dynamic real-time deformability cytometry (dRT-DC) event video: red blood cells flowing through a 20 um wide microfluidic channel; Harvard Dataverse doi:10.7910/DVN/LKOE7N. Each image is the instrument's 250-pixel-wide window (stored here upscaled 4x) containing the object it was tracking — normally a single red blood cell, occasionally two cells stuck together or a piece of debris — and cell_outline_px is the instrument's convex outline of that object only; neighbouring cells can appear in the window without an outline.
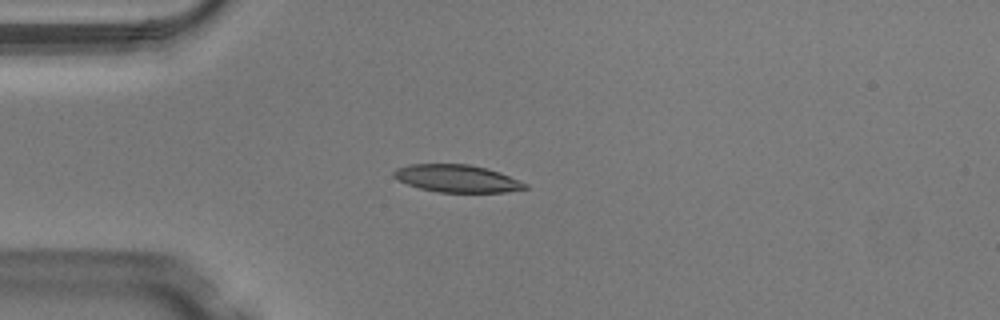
{"species": "Egyptian fruit bat (a non-hibernating species)", "species_latin": "Rousettus aegyptiacus", "temperature_condition": "warm", "stored_images_in_passage": 37, "camera_frame_rate_fps": 3000, "um_per_image_px": 0.085, "animal": {"sex": "male"}, "frame": {"image": 1, "passage_image": 1, "time_ms": 0.0, "image_size_px": [1000, 320], "cell_outline_px": [[528, 188], [504, 192], [440, 192], [420, 188], [408, 184], [392, 176], [392, 172], [396, 168], [408, 164], [468, 164], [500, 172], [528, 184]], "centroid_in_image_um": [38.83, 15.17], "position_along_channel_um": 46.2, "area_um2": 20.87}}
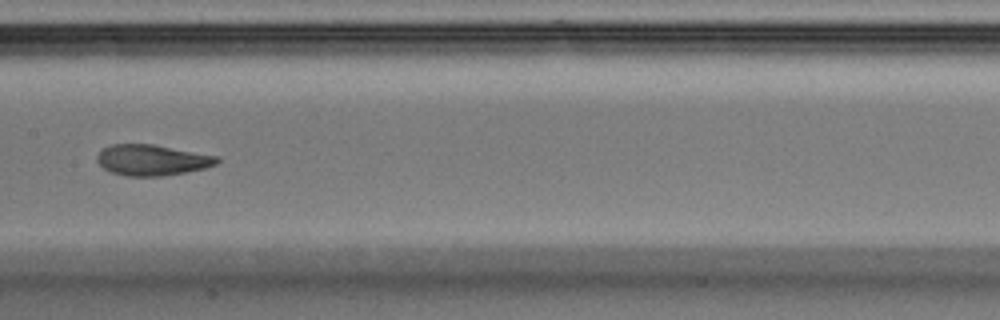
{"frame": {"image": 2, "passage_image": 13, "time_ms": 4.0, "image_size_px": [1000, 320], "cell_outline_px": [[220, 160], [216, 164], [204, 168], [164, 176], [128, 176], [112, 172], [104, 168], [96, 160], [96, 156], [104, 148], [112, 144], [152, 144], [220, 156]], "centroid_in_image_um": [12.94, 13.6], "position_along_channel_um": 194.5, "area_um2": 21.44}}
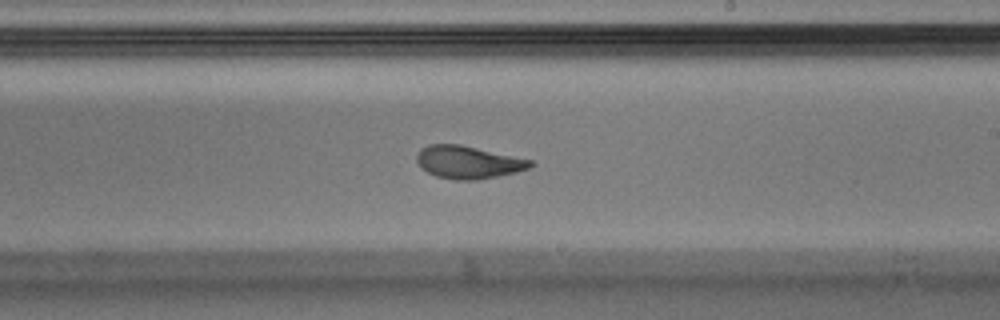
{"frame": {"image": 3, "passage_image": 17, "time_ms": 5.333, "image_size_px": [1000, 320], "cell_outline_px": [[536, 164], [532, 168], [516, 172], [476, 180], [456, 180], [436, 176], [428, 172], [416, 160], [416, 156], [420, 148], [428, 144], [460, 144], [532, 160]], "centroid_in_image_um": [39.82, 13.78], "position_along_channel_um": 249.2, "area_um2": 21.62}, "authors_computed_cell_mechanics": {"area_um2": 22.4264, "velocity_mm_per_s": 4.1135, "shape_relaxation_time_tau1_ms": 5.2108, "shape_relaxation_time_tau2_ms": 1.7241, "deformation_change_tau1": 0.1929, "deformation_change_tau2": 0.0772}}